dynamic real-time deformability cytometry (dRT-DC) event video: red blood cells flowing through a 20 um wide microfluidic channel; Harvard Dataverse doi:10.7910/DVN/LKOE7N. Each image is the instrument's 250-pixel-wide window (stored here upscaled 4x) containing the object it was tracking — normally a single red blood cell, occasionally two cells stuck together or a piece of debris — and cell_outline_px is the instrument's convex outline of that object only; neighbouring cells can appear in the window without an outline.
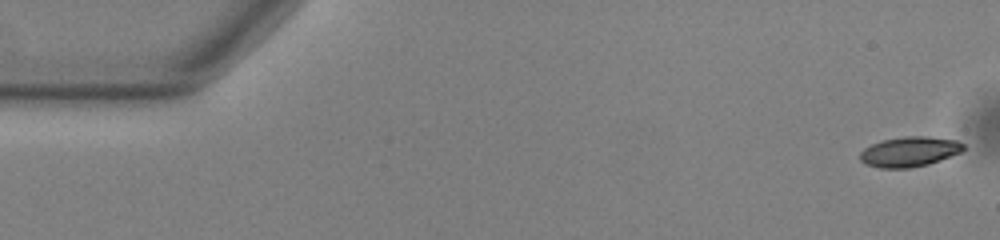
{"species": "common noctule bat (a hibernating species)", "species_latin": "Nyctalus noctula", "temperature_condition": "warm", "stored_images_in_passage": 54, "camera_frame_rate_fps": 3000, "um_per_image_px": 0.085, "animal": {"sex": "male", "body_mass_g": 13.0, "forearm_length_mm": 53.1}, "frame": {"image": 1, "passage_image": 1, "time_ms": 0.0, "image_size_px": [1000, 240], "cell_outline_px": [[964, 148], [960, 152], [940, 160], [928, 164], [908, 168], [880, 168], [868, 164], [860, 160], [860, 152], [864, 148], [872, 144], [884, 140], [904, 136], [924, 136], [956, 140], [964, 144]], "centroid_in_image_um": [77.3, 12.89], "position_along_channel_um": 7.7, "area_um2": 17.86}}
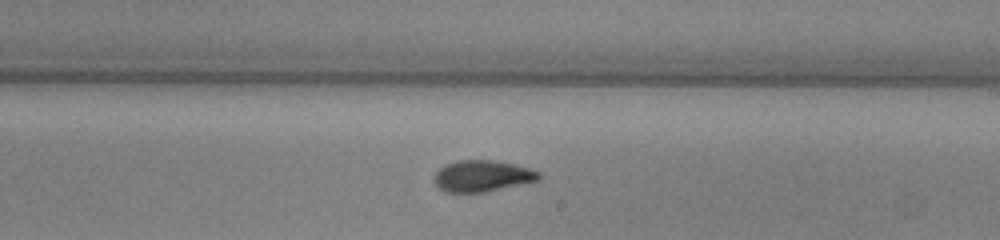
{"frame": {"image": 2, "passage_image": 31, "time_ms": 10.0, "image_size_px": [1000, 240], "cell_outline_px": [[540, 180], [484, 192], [444, 192], [432, 180], [436, 172], [444, 164], [456, 160], [496, 160], [528, 168], [540, 172]], "centroid_in_image_um": [40.96, 14.95], "position_along_channel_um": 248.0, "area_um2": 19.13}}
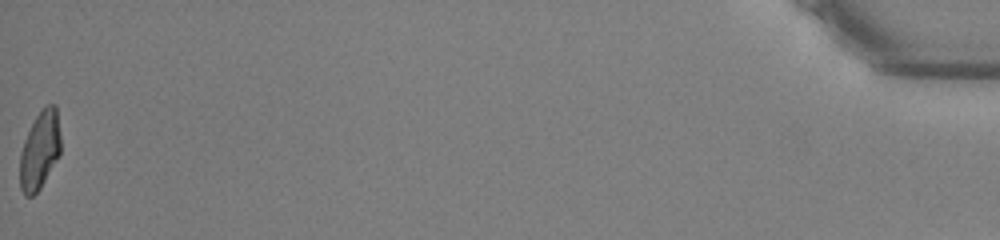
{"frame": {"image": 3, "passage_image": 54, "time_ms": 17.667, "image_size_px": [1000, 240], "cell_outline_px": [[60, 152], [40, 188], [32, 196], [24, 196], [20, 188], [20, 152], [24, 140], [36, 116], [44, 104], [56, 104], [60, 136]], "centroid_in_image_um": [3.37, 12.74], "position_along_channel_um": 431.8, "area_um2": 18.38}, "authors_computed_cell_mechanics": {"area_um2": 18.8717, "velocity_mm_per_s": 3.7925, "shape_relaxation_time_tau1_ms": 3.5073, "shape_relaxation_time_tau2_ms": 2.4322, "deformation_change_tau1": 0.162, "deformation_change_tau2": 0.0906}}